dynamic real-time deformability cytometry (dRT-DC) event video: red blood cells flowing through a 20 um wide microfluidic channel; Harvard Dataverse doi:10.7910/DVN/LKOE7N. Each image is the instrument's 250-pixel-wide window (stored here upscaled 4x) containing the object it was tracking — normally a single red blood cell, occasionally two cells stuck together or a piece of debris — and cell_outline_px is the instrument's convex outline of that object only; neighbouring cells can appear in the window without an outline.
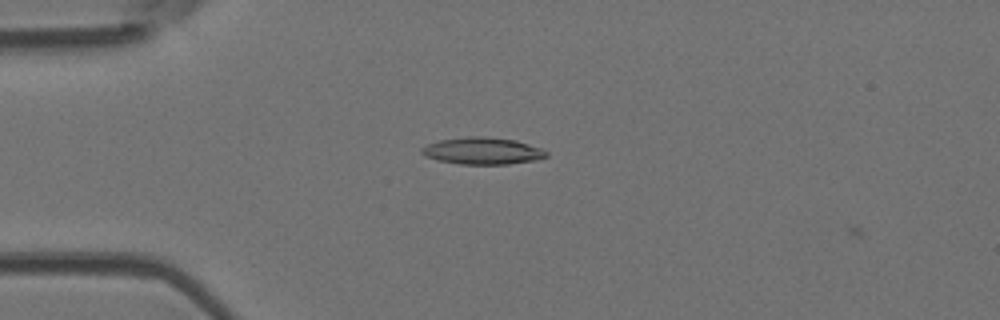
{"species": "Egyptian fruit bat (a non-hibernating species)", "species_latin": "Rousettus aegyptiacus", "temperature_condition": "room temperature", "stored_images_in_passage": 3, "camera_frame_rate_fps": 3000, "um_per_image_px": 0.085, "animal": {"sex": "female"}, "frame": {"image": 1, "passage_image": 2, "time_ms": 0.333, "image_size_px": [1000, 320], "cell_outline_px": [[548, 156], [536, 160], [508, 164], [460, 164], [436, 160], [424, 156], [420, 152], [420, 148], [428, 144], [440, 140], [468, 136], [484, 136], [516, 140], [540, 148], [548, 152]], "centroid_in_image_um": [40.99, 12.83], "position_along_channel_um": 44.0, "area_um2": 19.65}}